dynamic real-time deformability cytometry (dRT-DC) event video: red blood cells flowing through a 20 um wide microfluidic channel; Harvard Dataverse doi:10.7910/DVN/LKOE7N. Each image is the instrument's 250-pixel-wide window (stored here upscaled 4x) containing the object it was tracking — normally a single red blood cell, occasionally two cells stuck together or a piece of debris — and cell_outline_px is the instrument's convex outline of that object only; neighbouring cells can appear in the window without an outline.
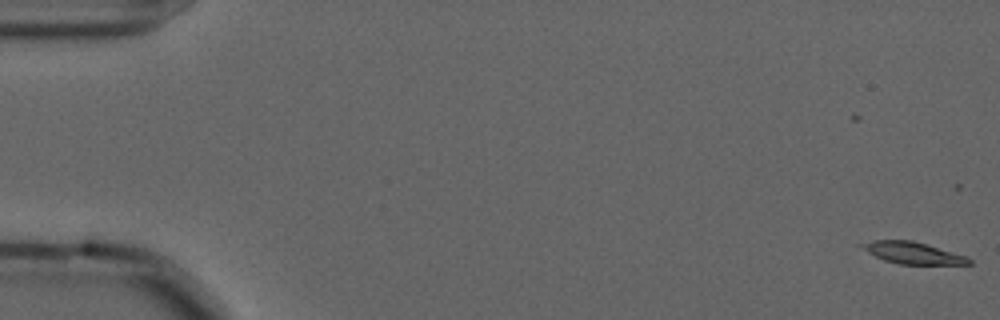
{"species": "common noctule bat (a hibernating species)", "species_latin": "Nyctalus noctula", "temperature_condition": "cold", "stored_images_in_passage": 58, "camera_frame_rate_fps": 3000, "um_per_image_px": 0.085, "animal": {"sex": "male", "forearm_length_mm": 52.5}, "frame": {"image": 1, "passage_image": 1, "time_ms": 0.0, "image_size_px": [1000, 320], "cell_outline_px": [[972, 264], [900, 264], [884, 260], [868, 252], [856, 244], [872, 240], [912, 240], [968, 256], [972, 260]], "centroid_in_image_um": [77.59, 21.49], "position_along_channel_um": 7.4, "area_um2": 13.58}}
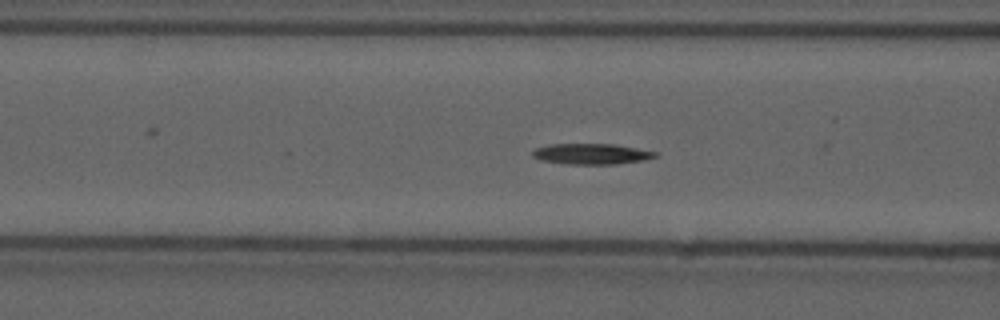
{"frame": {"image": 2, "passage_image": 23, "time_ms": 7.333, "image_size_px": [1000, 320], "cell_outline_px": [[660, 156], [644, 160], [616, 164], [568, 164], [544, 160], [532, 156], [532, 152], [536, 148], [548, 144], [612, 144], [636, 148], [656, 152]], "centroid_in_image_um": [50.3, 13.08], "position_along_channel_um": 116.3, "area_um2": 14.68}}
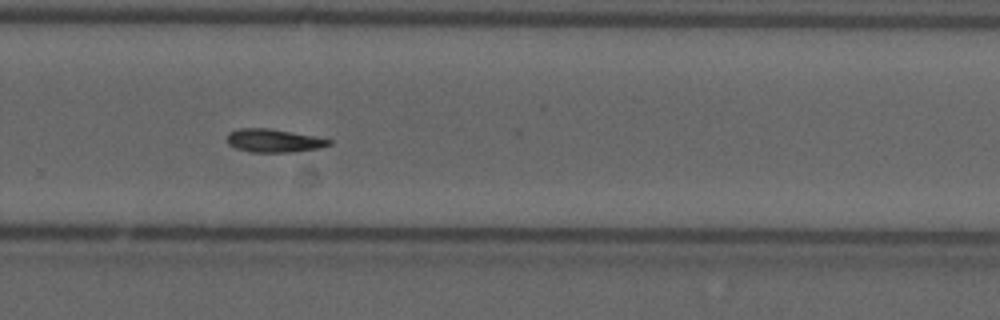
{"frame": {"image": 3, "passage_image": 39, "time_ms": 12.667, "image_size_px": [1000, 320], "cell_outline_px": [[332, 144], [320, 148], [296, 152], [252, 152], [236, 148], [228, 144], [228, 132], [236, 128], [268, 128], [292, 132], [332, 140]], "centroid_in_image_um": [23.26, 11.95], "position_along_channel_um": 306.5, "area_um2": 13.81}}